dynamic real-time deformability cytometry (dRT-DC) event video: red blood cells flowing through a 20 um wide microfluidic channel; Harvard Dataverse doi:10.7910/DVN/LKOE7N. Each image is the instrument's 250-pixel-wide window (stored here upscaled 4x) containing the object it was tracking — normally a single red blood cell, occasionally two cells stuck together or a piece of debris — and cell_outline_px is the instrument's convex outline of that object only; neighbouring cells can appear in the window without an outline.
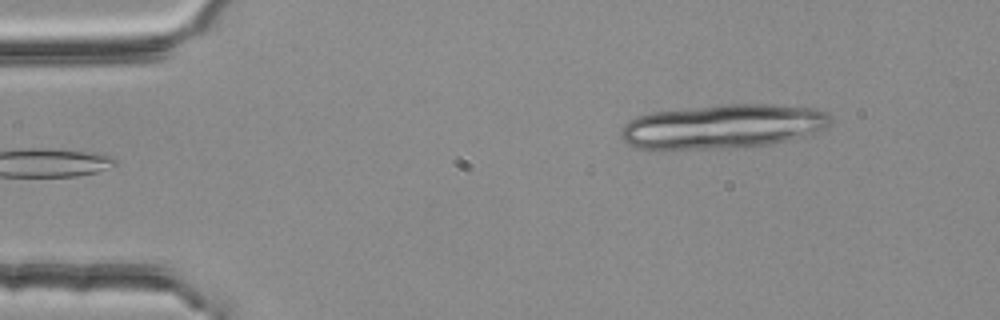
{"species": "common noctule bat (a hibernating species)", "species_latin": "Nyctalus noctula", "temperature_condition": "room temperature", "stored_images_in_passage": 3, "camera_frame_rate_fps": 3000, "um_per_image_px": 0.085, "animal": {"sex": "female", "body_mass_g": 25.1}, "frame": {"image": 1, "passage_image": 3, "time_ms": 0.667, "image_size_px": [1000, 320], "cell_outline_px": [[832, 124], [820, 132], [788, 140], [768, 144], [720, 148], [656, 152], [636, 148], [628, 144], [620, 136], [620, 128], [628, 120], [636, 116], [652, 112], [724, 104], [772, 104], [816, 108], [828, 112], [832, 116]], "centroid_in_image_um": [61.4, 10.77], "position_along_channel_um": 23.6, "area_um2": 55.31}}